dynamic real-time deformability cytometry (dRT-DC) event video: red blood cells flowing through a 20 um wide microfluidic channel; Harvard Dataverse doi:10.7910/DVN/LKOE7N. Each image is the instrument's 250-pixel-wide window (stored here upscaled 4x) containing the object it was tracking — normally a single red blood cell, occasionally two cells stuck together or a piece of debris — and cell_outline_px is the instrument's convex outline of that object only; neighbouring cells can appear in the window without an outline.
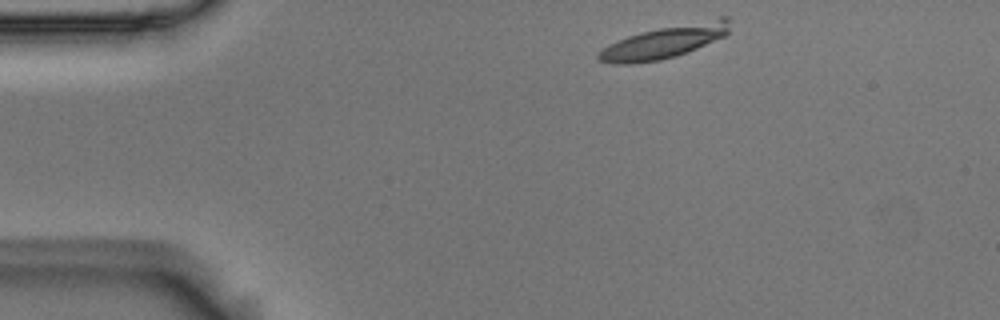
{"species": "Egyptian fruit bat (a non-hibernating species)", "species_latin": "Rousettus aegyptiacus", "temperature_condition": "room temperature", "stored_images_in_passage": 11, "camera_frame_rate_fps": 3000, "um_per_image_px": 0.085, "animal": {"sex": "male"}, "frame": {"image": 1, "passage_image": 1, "time_ms": 0.0, "image_size_px": [1000, 320], "cell_outline_px": [[728, 32], [724, 36], [696, 48], [676, 56], [660, 60], [632, 64], [612, 64], [600, 60], [596, 56], [608, 44], [616, 40], [640, 32], [720, 16], [728, 16]], "centroid_in_image_um": [56.46, 3.55], "position_along_channel_um": 28.5, "area_um2": 24.74}}
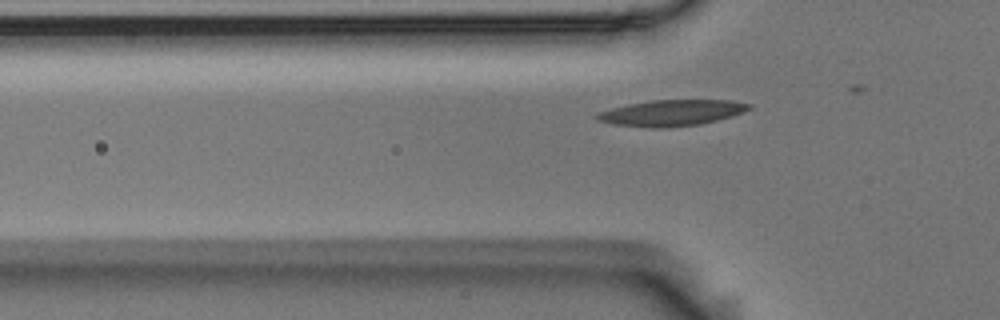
{"frame": {"image": 2, "passage_image": 9, "time_ms": 2.667, "image_size_px": [1000, 320], "cell_outline_px": [[752, 108], [732, 116], [700, 124], [664, 128], [652, 128], [612, 124], [596, 120], [596, 112], [628, 104], [652, 100], [728, 100], [752, 104]], "centroid_in_image_um": [57.06, 9.59], "position_along_channel_um": 68.7, "area_um2": 23.06}}